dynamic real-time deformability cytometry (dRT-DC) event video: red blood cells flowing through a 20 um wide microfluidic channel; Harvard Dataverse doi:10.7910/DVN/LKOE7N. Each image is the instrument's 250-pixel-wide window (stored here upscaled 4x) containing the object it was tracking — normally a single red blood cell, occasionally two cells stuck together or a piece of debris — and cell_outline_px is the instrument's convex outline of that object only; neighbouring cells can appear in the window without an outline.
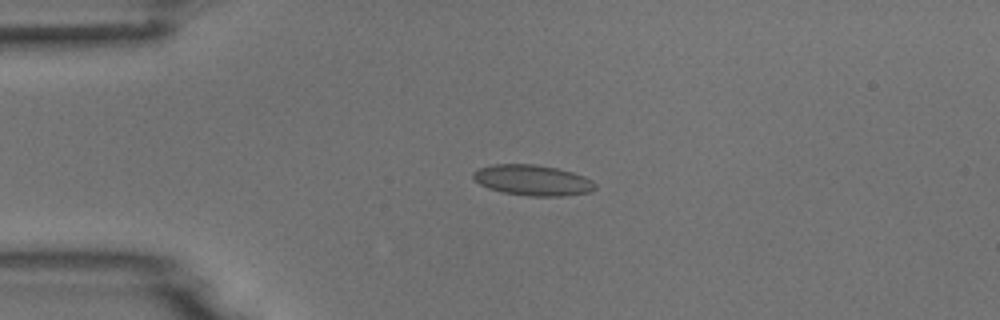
{"species": "common noctule bat (a hibernating species)", "species_latin": "Nyctalus noctula", "temperature_condition": "room temperature", "stored_images_in_passage": 6, "camera_frame_rate_fps": 3000, "um_per_image_px": 0.085, "animal": {"sex": "male", "body_mass_g": 18.8}, "frame": {"image": 1, "passage_image": 3, "time_ms": 2.0, "image_size_px": [1000, 320], "cell_outline_px": [[596, 188], [592, 192], [564, 196], [528, 196], [504, 192], [488, 188], [480, 184], [472, 176], [472, 172], [480, 168], [492, 164], [536, 164], [556, 168], [572, 172], [584, 176], [592, 180], [596, 184]], "centroid_in_image_um": [45.3, 15.32], "position_along_channel_um": 39.7, "area_um2": 21.85}}